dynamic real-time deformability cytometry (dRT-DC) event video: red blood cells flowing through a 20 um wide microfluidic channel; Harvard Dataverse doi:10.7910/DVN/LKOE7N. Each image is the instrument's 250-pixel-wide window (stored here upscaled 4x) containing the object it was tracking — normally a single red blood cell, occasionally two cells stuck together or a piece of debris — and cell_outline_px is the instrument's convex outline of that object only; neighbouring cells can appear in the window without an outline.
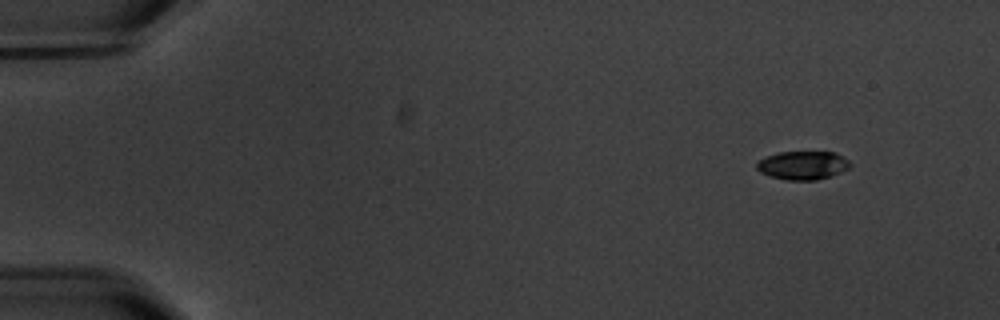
{"species": "common noctule bat (a hibernating species)", "species_latin": "Nyctalus noctula", "temperature_condition": "warm", "stored_images_in_passage": 5, "camera_frame_rate_fps": 3000, "um_per_image_px": 0.085, "animal": {"sex": "male", "body_mass_g": 20.1, "forearm_length_mm": 53.5}, "frame": {"image": 1, "passage_image": 1, "time_ms": 0.0, "image_size_px": [1000, 320], "cell_outline_px": [[852, 164], [848, 168], [840, 172], [816, 180], [784, 180], [768, 176], [760, 172], [756, 168], [756, 160], [764, 156], [780, 152], [836, 152], [848, 160]], "centroid_in_image_um": [68.17, 14.05], "position_along_channel_um": 16.8, "area_um2": 15.66}}
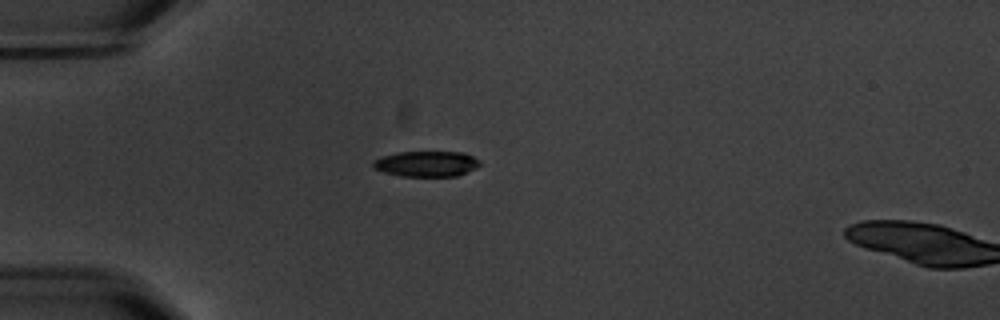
{"frame": {"image": 2, "passage_image": 4, "time_ms": 3.667, "image_size_px": [1000, 320], "cell_outline_px": [[480, 164], [476, 168], [456, 176], [400, 176], [384, 172], [372, 168], [372, 160], [380, 156], [396, 152], [464, 152], [480, 160]], "centroid_in_image_um": [36.2, 13.92], "position_along_channel_um": 48.8, "area_um2": 16.07}}